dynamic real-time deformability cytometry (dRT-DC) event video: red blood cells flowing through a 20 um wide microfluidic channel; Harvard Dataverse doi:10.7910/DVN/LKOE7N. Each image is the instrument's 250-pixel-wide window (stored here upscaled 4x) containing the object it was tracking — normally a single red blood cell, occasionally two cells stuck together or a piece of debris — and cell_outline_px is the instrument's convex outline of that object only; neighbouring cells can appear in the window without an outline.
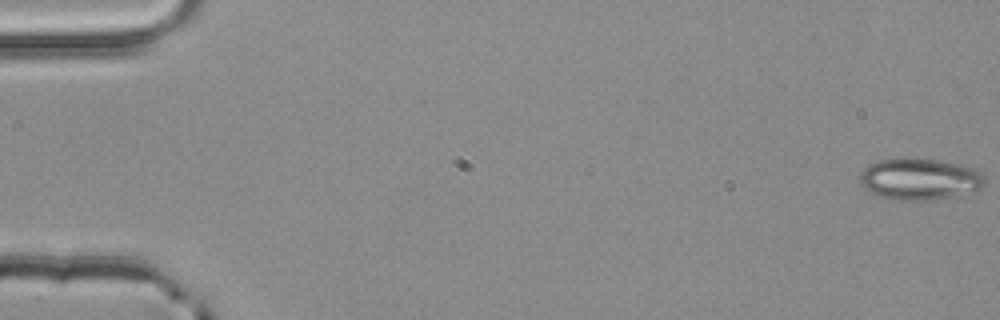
{"species": "common noctule bat (a hibernating species)", "species_latin": "Nyctalus noctula", "temperature_condition": "room temperature", "stored_images_in_passage": 3, "camera_frame_rate_fps": 3000, "um_per_image_px": 0.085, "animal": {"sex": "male", "body_mass_g": 20.4}, "frame": {"image": 1, "passage_image": 1, "time_ms": 0.0, "image_size_px": [1000, 320], "cell_outline_px": [[984, 188], [972, 192], [956, 196], [932, 200], [896, 200], [880, 196], [864, 188], [860, 184], [860, 172], [868, 164], [876, 160], [896, 156], [904, 156], [940, 160], [960, 164], [976, 168], [984, 176]], "centroid_in_image_um": [78.17, 15.19], "position_along_channel_um": 6.8, "area_um2": 31.15}}